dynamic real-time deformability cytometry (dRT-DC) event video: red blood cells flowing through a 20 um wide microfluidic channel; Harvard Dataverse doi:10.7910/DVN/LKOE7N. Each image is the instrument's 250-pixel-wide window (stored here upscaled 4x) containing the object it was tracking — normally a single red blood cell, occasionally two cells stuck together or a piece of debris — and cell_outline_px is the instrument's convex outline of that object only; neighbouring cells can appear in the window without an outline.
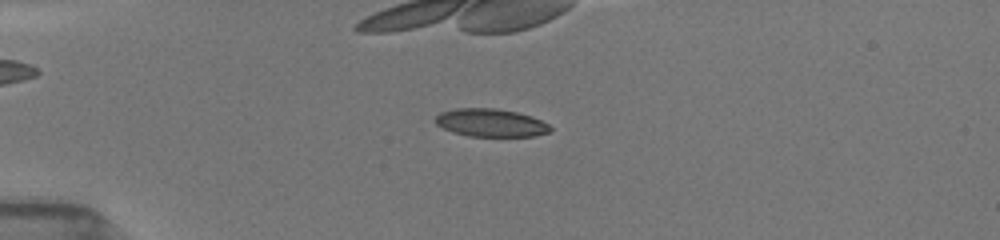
{"species": "common noctule bat (a hibernating species)", "species_latin": "Nyctalus noctula", "temperature_condition": "room temperature", "stored_images_in_passage": 32, "camera_frame_rate_fps": 3000, "um_per_image_px": 0.085, "animal": {"sex": "female", "body_mass_g": 19.5, "forearm_length_mm": 54.1}, "frame": {"image": 1, "passage_image": 19, "time_ms": 4.0, "image_size_px": [1000, 240], "cell_outline_px": [[552, 132], [536, 136], [468, 136], [452, 132], [436, 124], [436, 116], [440, 112], [456, 108], [496, 108], [516, 112], [532, 116], [548, 124], [552, 128]], "centroid_in_image_um": [41.74, 10.44], "position_along_channel_um": 43.3, "area_um2": 18.79}}